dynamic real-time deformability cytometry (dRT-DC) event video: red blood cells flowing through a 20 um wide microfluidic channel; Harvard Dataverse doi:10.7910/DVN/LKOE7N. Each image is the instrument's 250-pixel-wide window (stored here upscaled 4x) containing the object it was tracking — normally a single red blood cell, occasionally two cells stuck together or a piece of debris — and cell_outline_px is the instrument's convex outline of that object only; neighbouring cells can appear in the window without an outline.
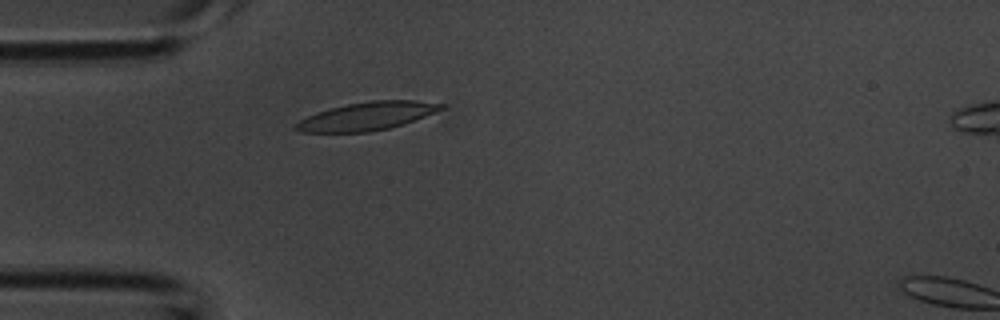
{"species": "common noctule bat (a hibernating species)", "species_latin": "Nyctalus noctula", "temperature_condition": "room temperature", "stored_images_in_passage": 33, "camera_frame_rate_fps": 3000, "um_per_image_px": 0.085, "animal": {"sex": "male", "body_mass_g": 20.1, "forearm_length_mm": 53.5}, "frame": {"image": 1, "passage_image": 2, "time_ms": 0.333, "image_size_px": [1000, 320], "cell_outline_px": [[444, 108], [424, 116], [388, 128], [368, 132], [300, 132], [292, 128], [300, 120], [316, 112], [328, 108], [368, 100], [416, 100], [444, 104]], "centroid_in_image_um": [31.14, 9.86], "position_along_channel_um": 53.9, "area_um2": 23.58}}
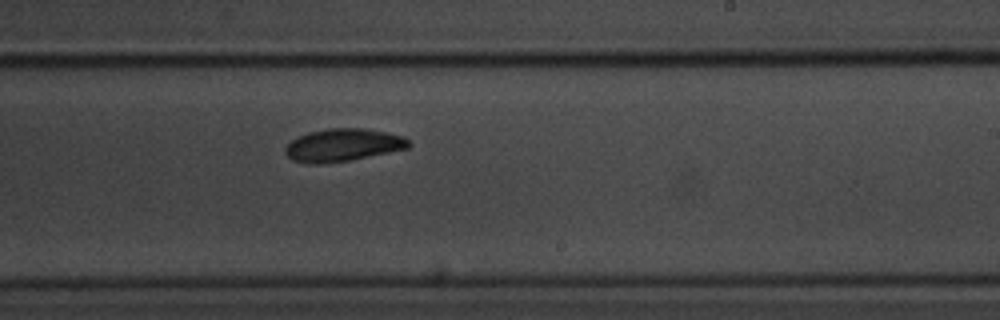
{"frame": {"image": 2, "passage_image": 16, "time_ms": 5.0, "image_size_px": [1000, 320], "cell_outline_px": [[412, 144], [408, 148], [348, 160], [320, 164], [308, 164], [292, 160], [284, 152], [284, 148], [296, 136], [308, 132], [328, 128], [364, 128], [404, 136]], "centroid_in_image_um": [29.11, 12.32], "position_along_channel_um": 259.9, "area_um2": 23.47}}
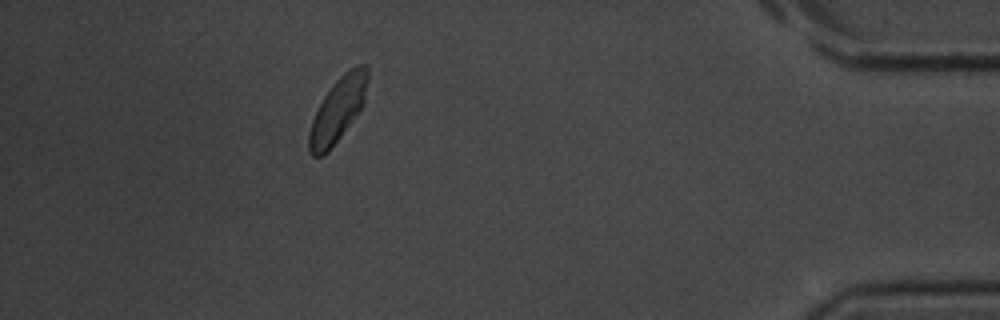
{"frame": {"image": 3, "passage_image": 29, "time_ms": 9.333, "image_size_px": [1000, 320], "cell_outline_px": [[368, 80], [364, 104], [328, 152], [320, 156], [312, 156], [308, 152], [308, 132], [312, 120], [324, 96], [332, 84], [348, 68], [360, 64], [368, 64]], "centroid_in_image_um": [28.72, 9.3], "position_along_channel_um": 406.5, "area_um2": 21.91}}